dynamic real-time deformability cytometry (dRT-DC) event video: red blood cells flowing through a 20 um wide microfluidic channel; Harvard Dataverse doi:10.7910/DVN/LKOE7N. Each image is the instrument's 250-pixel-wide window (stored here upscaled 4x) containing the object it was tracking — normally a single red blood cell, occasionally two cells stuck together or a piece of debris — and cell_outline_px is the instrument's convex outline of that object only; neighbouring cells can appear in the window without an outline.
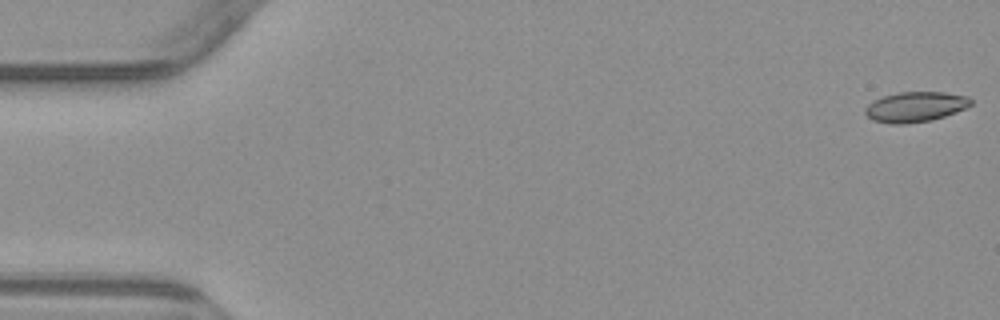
{"species": "common noctule bat (a hibernating species)", "species_latin": "Nyctalus noctula", "temperature_condition": "warm", "stored_images_in_passage": 5, "camera_frame_rate_fps": 3000, "um_per_image_px": 0.085, "animal": {"sex": "male", "body_mass_g": 23.1, "forearm_length_mm": 52.7}, "frame": {"image": 1, "passage_image": 1, "time_ms": 0.0, "image_size_px": [1000, 320], "cell_outline_px": [[972, 104], [956, 112], [932, 120], [904, 124], [892, 124], [872, 120], [864, 112], [864, 108], [868, 104], [884, 96], [900, 92], [944, 92], [968, 96], [972, 100]], "centroid_in_image_um": [77.81, 9.08], "position_along_channel_um": 7.2, "area_um2": 18.5}}
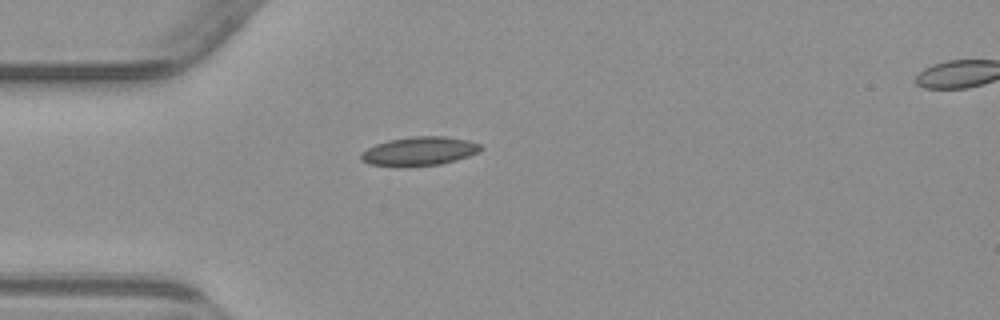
{"frame": {"image": 2, "passage_image": 4, "time_ms": 4.667, "image_size_px": [1000, 320], "cell_outline_px": [[484, 148], [480, 152], [456, 160], [440, 164], [368, 164], [360, 160], [360, 152], [376, 144], [388, 140], [412, 136], [444, 136], [468, 140], [480, 144]], "centroid_in_image_um": [35.69, 12.81], "position_along_channel_um": 49.3, "area_um2": 19.54}}